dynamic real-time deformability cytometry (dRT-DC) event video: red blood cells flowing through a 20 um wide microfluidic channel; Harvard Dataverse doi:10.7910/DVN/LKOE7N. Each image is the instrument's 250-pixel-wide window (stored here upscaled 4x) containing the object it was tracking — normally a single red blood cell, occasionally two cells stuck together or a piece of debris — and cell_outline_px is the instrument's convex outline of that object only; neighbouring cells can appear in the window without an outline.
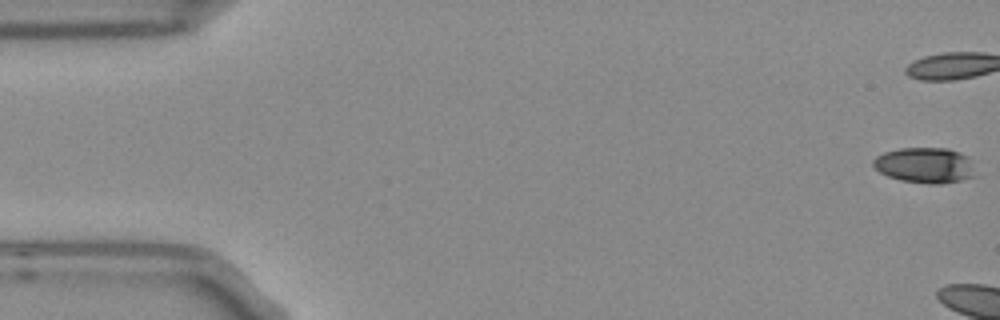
{"species": "Egyptian fruit bat (a non-hibernating species)", "species_latin": "Rousettus aegyptiacus", "temperature_condition": "room temperature", "stored_images_in_passage": 17, "camera_frame_rate_fps": 3000, "um_per_image_px": 0.085, "frame": {"image": 1, "passage_image": 1, "time_ms": 0.0, "image_size_px": [1000, 320], "cell_outline_px": [[976, 176], [960, 180], [940, 184], [932, 184], [900, 180], [888, 176], [880, 172], [872, 164], [872, 160], [876, 156], [884, 152], [900, 148], [948, 148], [960, 152], [968, 160]], "centroid_in_image_um": [78.57, 14.04], "position_along_channel_um": 6.4, "area_um2": 20.92}}